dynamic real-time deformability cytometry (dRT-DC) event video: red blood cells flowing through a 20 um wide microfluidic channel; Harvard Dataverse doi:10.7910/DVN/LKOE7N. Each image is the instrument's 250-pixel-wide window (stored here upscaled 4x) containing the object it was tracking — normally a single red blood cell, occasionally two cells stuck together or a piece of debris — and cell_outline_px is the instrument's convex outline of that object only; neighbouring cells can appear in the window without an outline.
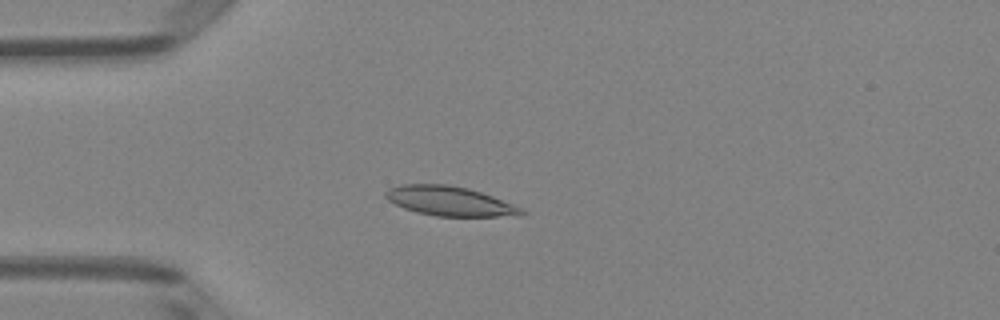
{"species": "Egyptian fruit bat (a non-hibernating species)", "species_latin": "Rousettus aegyptiacus", "temperature_condition": "room temperature", "stored_images_in_passage": 51, "camera_frame_rate_fps": 3000, "um_per_image_px": 0.085, "animal": {"sex": "female"}, "frame": {"image": 1, "passage_image": 14, "time_ms": 4.333, "image_size_px": [1000, 320], "cell_outline_px": [[528, 212], [524, 216], [436, 216], [416, 212], [404, 208], [388, 200], [384, 196], [384, 192], [388, 188], [400, 184], [448, 184], [468, 188], [492, 196], [512, 204]], "centroid_in_image_um": [38.21, 17.09], "position_along_channel_um": 46.8, "area_um2": 23.41}}
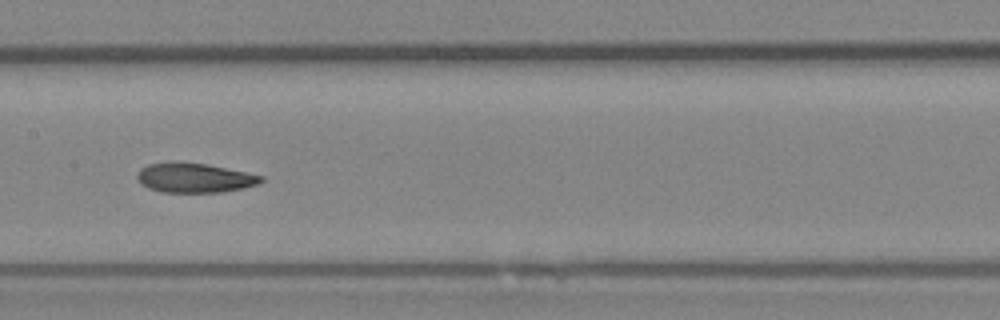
{"frame": {"image": 2, "passage_image": 26, "time_ms": 8.333, "image_size_px": [1000, 320], "cell_outline_px": [[264, 180], [260, 184], [244, 188], [220, 192], [160, 192], [148, 188], [136, 176], [140, 168], [148, 164], [172, 160], [204, 164], [264, 176]], "centroid_in_image_um": [16.52, 15.1], "position_along_channel_um": 190.9, "area_um2": 21.39}}
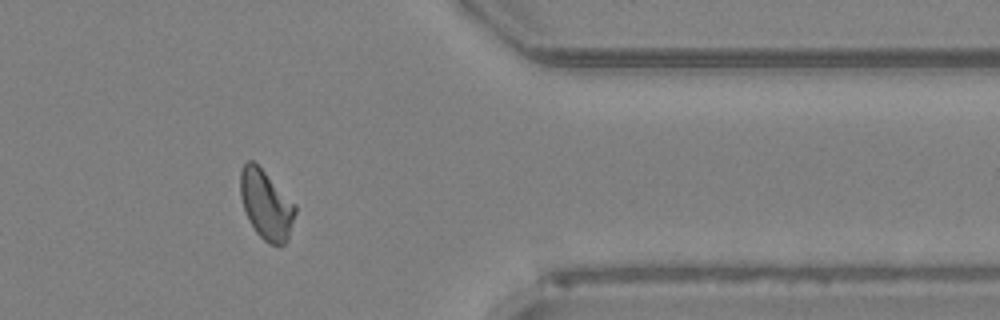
{"frame": {"image": 3, "passage_image": 42, "time_ms": 13.667, "image_size_px": [1000, 320], "cell_outline_px": [[296, 212], [288, 236], [284, 244], [268, 244], [256, 232], [248, 220], [240, 196], [240, 172], [244, 164], [248, 160], [252, 160], [296, 204]], "centroid_in_image_um": [22.61, 17.4], "position_along_channel_um": 388.8, "area_um2": 21.79}, "authors_computed_cell_mechanics": {"area_um2": 22.1952, "velocity_mm_per_s": 4.0314, "shape_relaxation_time_tau1_ms": 6.8529, "shape_relaxation_time_tau2_ms": 1.7256, "deformation_change_tau1": 0.1558, "deformation_change_tau2": 0.0521}}